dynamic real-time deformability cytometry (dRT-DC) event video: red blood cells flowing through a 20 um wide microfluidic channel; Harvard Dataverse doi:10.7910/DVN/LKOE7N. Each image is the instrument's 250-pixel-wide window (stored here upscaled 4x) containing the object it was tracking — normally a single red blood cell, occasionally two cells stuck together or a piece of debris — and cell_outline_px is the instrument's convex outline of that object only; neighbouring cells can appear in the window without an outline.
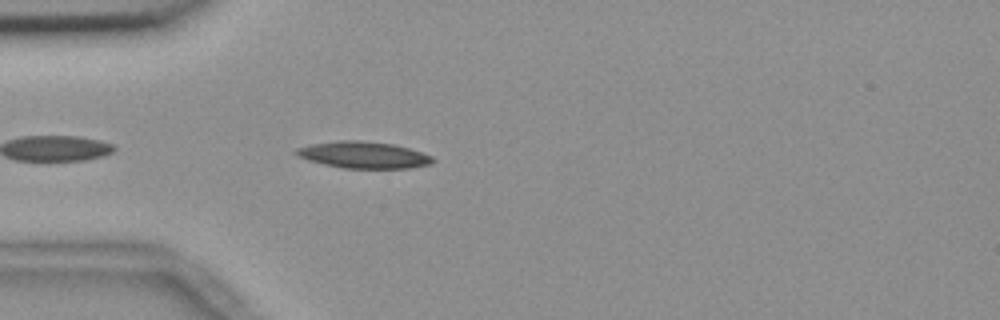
{"species": "common noctule bat (a hibernating species)", "species_latin": "Nyctalus noctula", "temperature_condition": "room temperature", "stored_images_in_passage": 13, "camera_frame_rate_fps": 3000, "um_per_image_px": 0.085, "animal": {"sex": "female", "body_mass_g": 18.4}, "frame": {"image": 1, "passage_image": 4, "time_ms": 1.0, "image_size_px": [1000, 320], "cell_outline_px": [[436, 160], [432, 164], [412, 168], [344, 168], [324, 164], [308, 160], [292, 152], [296, 148], [312, 144], [340, 140], [360, 140], [392, 144], [408, 148], [432, 156]], "centroid_in_image_um": [30.92, 13.17], "position_along_channel_um": 54.1, "area_um2": 21.15}}